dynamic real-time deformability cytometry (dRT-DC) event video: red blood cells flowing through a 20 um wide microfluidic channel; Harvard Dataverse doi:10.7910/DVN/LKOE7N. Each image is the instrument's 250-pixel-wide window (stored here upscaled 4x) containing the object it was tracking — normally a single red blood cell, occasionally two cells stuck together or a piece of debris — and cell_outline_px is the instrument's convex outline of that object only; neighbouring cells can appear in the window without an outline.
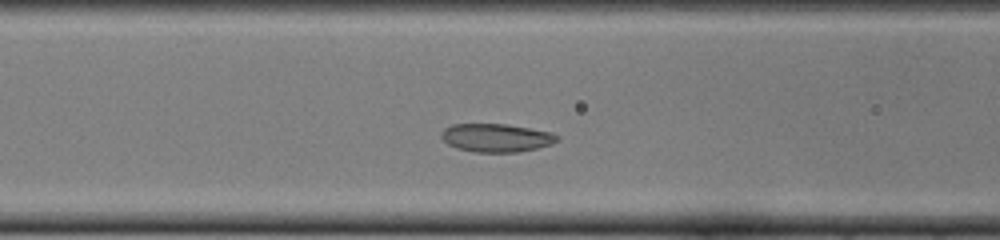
{"species": "common noctule bat (a hibernating species)", "species_latin": "Nyctalus noctula", "temperature_condition": "cold", "stored_images_in_passage": 42, "camera_frame_rate_fps": 3000, "um_per_image_px": 0.085, "animal": {"sex": "female", "body_mass_g": 22.0, "forearm_length_mm": 56.7}, "frame": {"image": 1, "passage_image": 11, "time_ms": 3.333, "image_size_px": [1000, 240], "cell_outline_px": [[560, 140], [552, 144], [520, 152], [476, 152], [456, 148], [448, 144], [440, 136], [440, 132], [444, 128], [452, 124], [504, 124], [552, 132], [560, 136]], "centroid_in_image_um": [42.19, 11.71], "position_along_channel_um": 124.4, "area_um2": 19.19}}
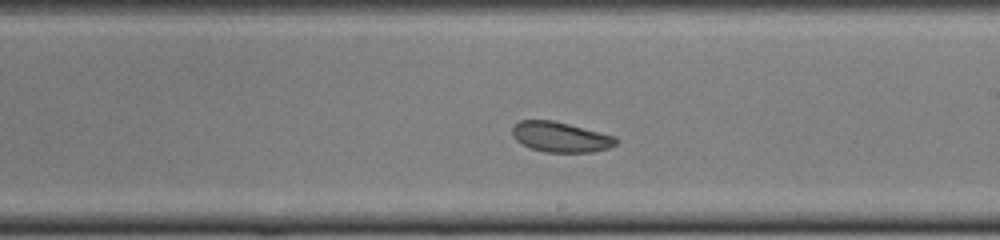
{"frame": {"image": 2, "passage_image": 20, "time_ms": 6.333, "image_size_px": [1000, 240], "cell_outline_px": [[620, 140], [616, 144], [608, 148], [592, 152], [544, 152], [520, 144], [512, 136], [512, 124], [520, 120], [552, 120], [616, 136]], "centroid_in_image_um": [47.62, 11.64], "position_along_channel_um": 241.4, "area_um2": 18.38}}
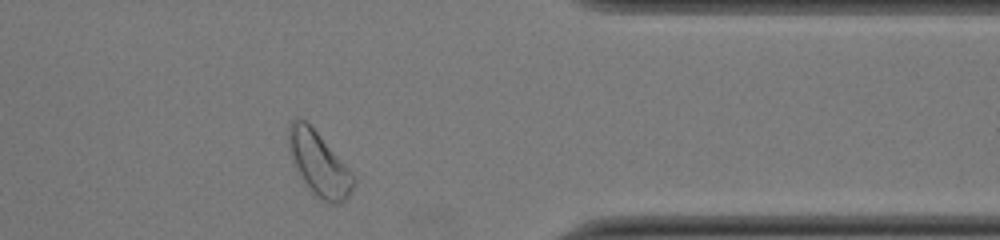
{"frame": {"image": 3, "passage_image": 32, "time_ms": 10.333, "image_size_px": [1000, 240], "cell_outline_px": [[356, 184], [348, 196], [340, 204], [328, 204], [320, 200], [304, 184], [292, 160], [288, 148], [288, 128], [292, 120], [296, 116], [300, 116], [316, 132], [352, 172], [356, 180]], "centroid_in_image_um": [27.09, 13.95], "position_along_channel_um": 384.3, "area_um2": 24.16}, "authors_computed_cell_mechanics": {"area_um2": 19.941, "velocity_mm_per_s": 3.9161, "shape_relaxation_time_tau1_ms": 4.8998, "shape_relaxation_time_tau2_ms": null, "deformation_change_tau1": 0.0824, "deformation_change_tau2": null}}